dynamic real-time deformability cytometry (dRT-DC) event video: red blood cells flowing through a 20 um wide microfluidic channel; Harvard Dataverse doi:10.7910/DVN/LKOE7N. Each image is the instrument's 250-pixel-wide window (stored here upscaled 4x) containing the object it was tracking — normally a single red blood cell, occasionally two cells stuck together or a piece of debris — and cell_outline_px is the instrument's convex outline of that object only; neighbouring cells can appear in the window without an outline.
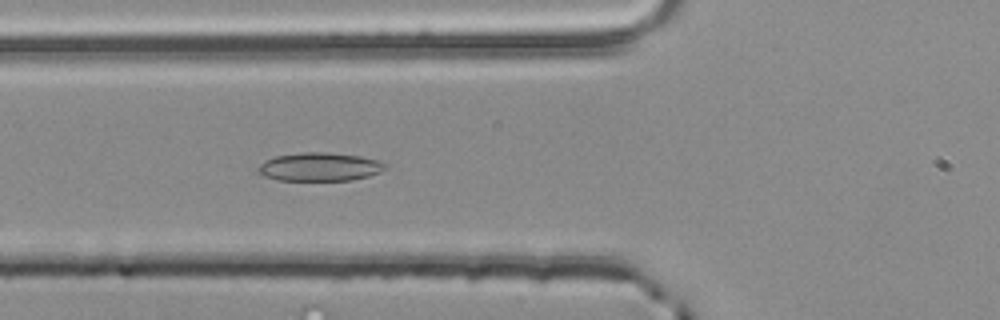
{"species": "common noctule bat (a hibernating species)", "species_latin": "Nyctalus noctula", "temperature_condition": "room temperature", "stored_images_in_passage": 43, "camera_frame_rate_fps": 3000, "um_per_image_px": 0.085, "animal": {"sex": "male", "body_mass_g": 20.4}, "frame": {"image": 1, "passage_image": 9, "time_ms": 2.667, "image_size_px": [1000, 320], "cell_outline_px": [[388, 168], [380, 172], [368, 176], [352, 180], [276, 180], [264, 176], [260, 172], [260, 164], [264, 160], [276, 156], [300, 152], [324, 152], [360, 156], [376, 160], [388, 164]], "centroid_in_image_um": [27.2, 14.18], "position_along_channel_um": 98.6, "area_um2": 20.98}}
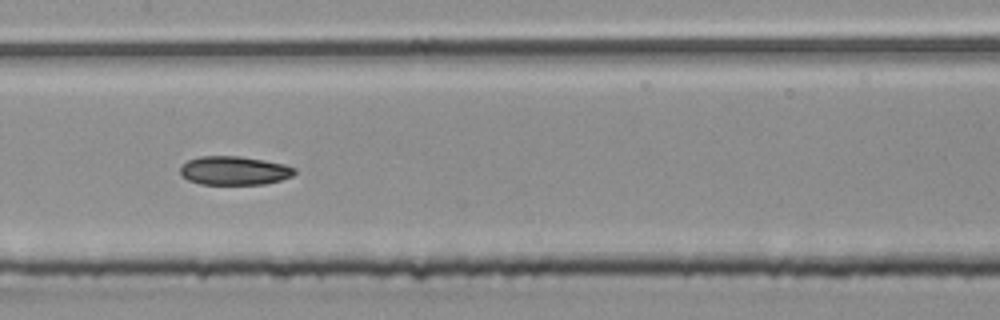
{"frame": {"image": 2, "passage_image": 16, "time_ms": 5.0, "image_size_px": [1000, 320], "cell_outline_px": [[296, 172], [292, 176], [280, 180], [264, 184], [200, 184], [188, 180], [180, 172], [180, 168], [188, 160], [200, 156], [240, 156], [264, 160], [284, 164], [296, 168]], "centroid_in_image_um": [19.93, 14.5], "position_along_channel_um": 187.5, "area_um2": 19.07}}
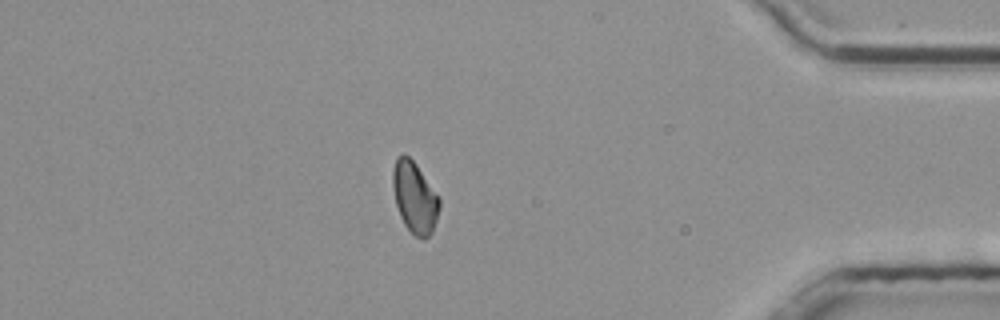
{"frame": {"image": 3, "passage_image": 36, "time_ms": 11.667, "image_size_px": [1000, 320], "cell_outline_px": [[440, 208], [432, 232], [424, 240], [416, 236], [404, 224], [400, 216], [396, 204], [392, 188], [392, 172], [396, 156], [404, 152], [416, 164], [440, 196]], "centroid_in_image_um": [35.24, 16.74], "position_along_channel_um": 400.0, "area_um2": 19.59}, "authors_computed_cell_mechanics": {"area_um2": 19.2474, "velocity_mm_per_s": 3.7822, "shape_relaxation_time_tau1_ms": 7.1238, "shape_relaxation_time_tau2_ms": 11.2837, "deformation_change_tau1": 0.1139, "deformation_change_tau2": 0.1542}}